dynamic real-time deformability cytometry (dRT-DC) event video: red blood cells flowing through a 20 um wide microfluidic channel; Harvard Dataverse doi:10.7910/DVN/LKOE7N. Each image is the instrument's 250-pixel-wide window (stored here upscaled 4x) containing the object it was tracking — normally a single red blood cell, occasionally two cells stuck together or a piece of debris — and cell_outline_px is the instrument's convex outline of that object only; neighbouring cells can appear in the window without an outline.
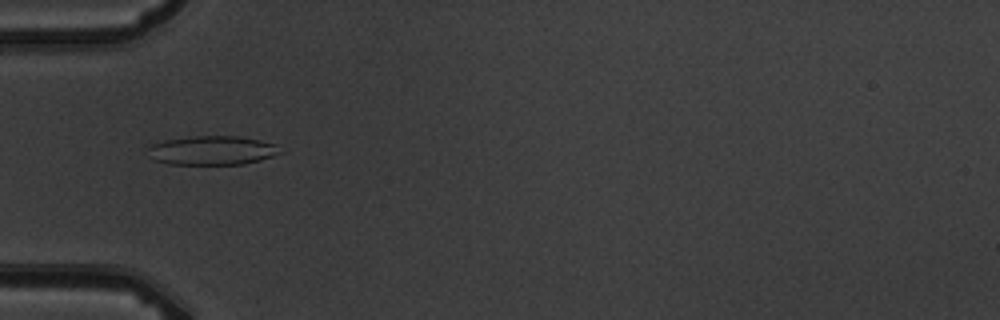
{"species": "common noctule bat (a hibernating species)", "species_latin": "Nyctalus noctula", "temperature_condition": "warm", "stored_images_in_passage": 8, "camera_frame_rate_fps": 3000, "um_per_image_px": 0.085, "animal": {"sex": "male", "body_mass_g": 19.5, "forearm_length_mm": 54.6}, "frame": {"image": 1, "passage_image": 3, "time_ms": 3.0, "image_size_px": [1000, 320], "cell_outline_px": [[284, 152], [260, 160], [244, 164], [168, 164], [156, 160], [144, 152], [152, 144], [164, 140], [196, 136], [236, 136], [276, 144]], "centroid_in_image_um": [18.01, 12.79], "position_along_channel_um": 67.0, "area_um2": 22.31}}
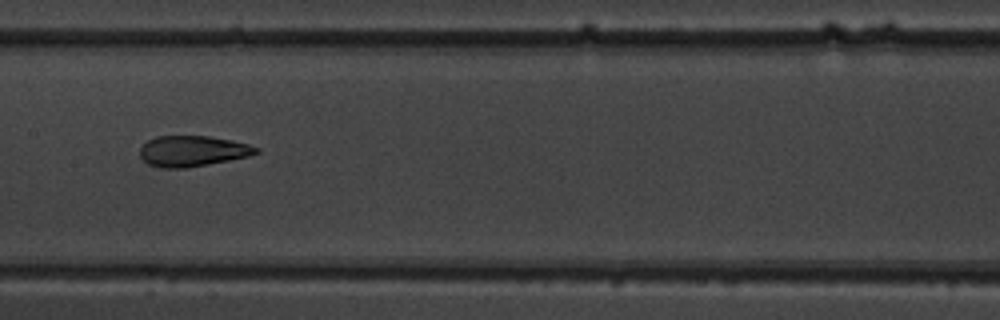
{"frame": {"image": 2, "passage_image": 6, "time_ms": 6.333, "image_size_px": [1000, 320], "cell_outline_px": [[260, 152], [248, 156], [208, 164], [184, 168], [160, 168], [148, 164], [140, 156], [140, 148], [148, 140], [156, 136], [208, 136], [232, 140], [248, 144], [260, 148]], "centroid_in_image_um": [16.36, 12.84], "position_along_channel_um": 191.0, "area_um2": 20.75}}
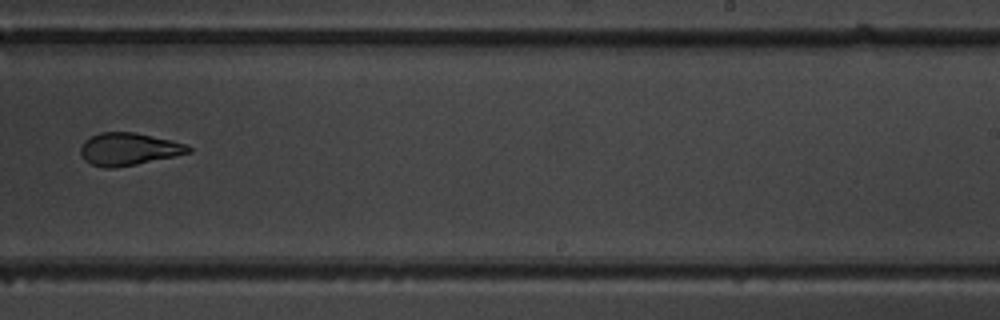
{"frame": {"image": 3, "passage_image": 8, "time_ms": 8.667, "image_size_px": [1000, 320], "cell_outline_px": [[192, 152], [136, 164], [112, 168], [104, 168], [92, 164], [84, 160], [80, 152], [80, 148], [84, 140], [100, 132], [136, 132], [172, 140], [184, 144], [192, 148]], "centroid_in_image_um": [10.92, 12.66], "position_along_channel_um": 278.1, "area_um2": 20.35}}